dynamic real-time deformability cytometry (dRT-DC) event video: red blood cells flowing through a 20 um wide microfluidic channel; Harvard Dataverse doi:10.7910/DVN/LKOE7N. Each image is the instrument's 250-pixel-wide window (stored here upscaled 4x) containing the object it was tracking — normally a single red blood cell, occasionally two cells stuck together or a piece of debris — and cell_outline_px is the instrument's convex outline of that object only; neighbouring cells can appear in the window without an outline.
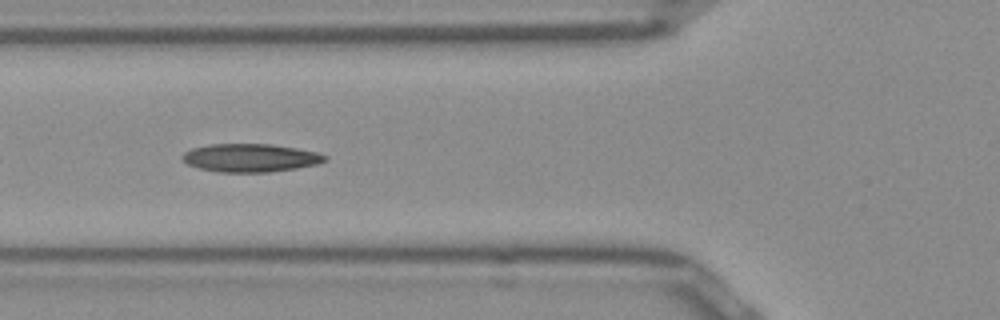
{"species": "Egyptian fruit bat (a non-hibernating species)", "species_latin": "Rousettus aegyptiacus", "temperature_condition": "room temperature", "stored_images_in_passage": 15, "camera_frame_rate_fps": 3000, "um_per_image_px": 0.085, "frame": {"image": 1, "passage_image": 5, "time_ms": 1.333, "image_size_px": [1000, 320], "cell_outline_px": [[328, 160], [316, 164], [296, 168], [268, 172], [220, 172], [200, 168], [188, 164], [180, 156], [184, 152], [192, 148], [212, 144], [272, 144], [296, 148], [316, 152], [328, 156]], "centroid_in_image_um": [21.29, 13.41], "position_along_channel_um": 104.5, "area_um2": 23.29}}